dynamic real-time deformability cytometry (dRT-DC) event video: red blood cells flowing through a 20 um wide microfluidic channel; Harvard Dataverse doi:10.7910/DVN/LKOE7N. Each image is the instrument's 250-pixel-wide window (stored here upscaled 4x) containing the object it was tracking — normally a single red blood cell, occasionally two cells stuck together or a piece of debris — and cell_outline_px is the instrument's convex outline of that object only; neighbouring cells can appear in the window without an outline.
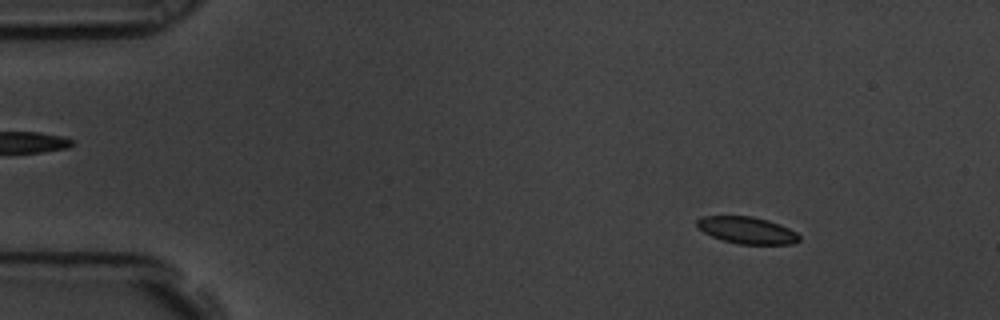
{"species": "common noctule bat (a hibernating species)", "species_latin": "Nyctalus noctula", "temperature_condition": "room temperature", "stored_images_in_passage": 58, "camera_frame_rate_fps": 3000, "um_per_image_px": 0.085, "animal": {"sex": "male", "body_mass_g": 19.5, "forearm_length_mm": 54.6}, "frame": {"image": 1, "passage_image": 7, "time_ms": 2.0, "image_size_px": [1000, 320], "cell_outline_px": [[800, 240], [792, 244], [740, 244], [724, 240], [712, 236], [696, 228], [696, 220], [704, 216], [752, 216], [768, 220], [788, 228], [796, 232], [800, 236]], "centroid_in_image_um": [63.48, 19.57], "position_along_channel_um": 21.5, "area_um2": 15.95}}
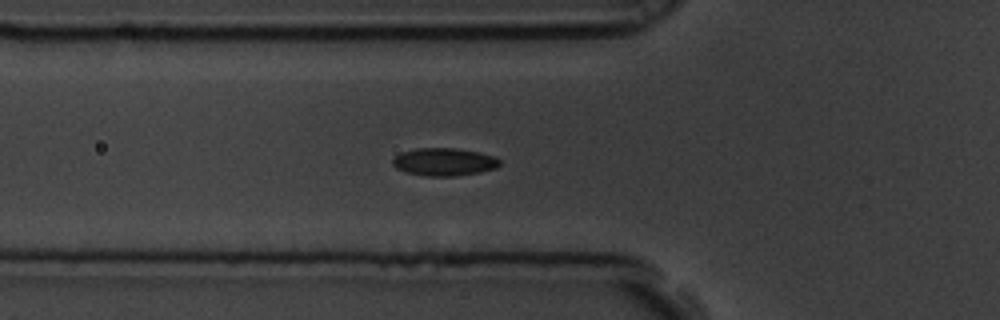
{"frame": {"image": 2, "passage_image": 20, "time_ms": 6.333, "image_size_px": [1000, 320], "cell_outline_px": [[500, 164], [496, 168], [480, 172], [456, 176], [424, 176], [408, 172], [396, 168], [392, 164], [392, 160], [400, 152], [416, 148], [456, 148], [496, 156], [500, 160]], "centroid_in_image_um": [37.75, 13.76], "position_along_channel_um": 88.0, "area_um2": 17.34}}
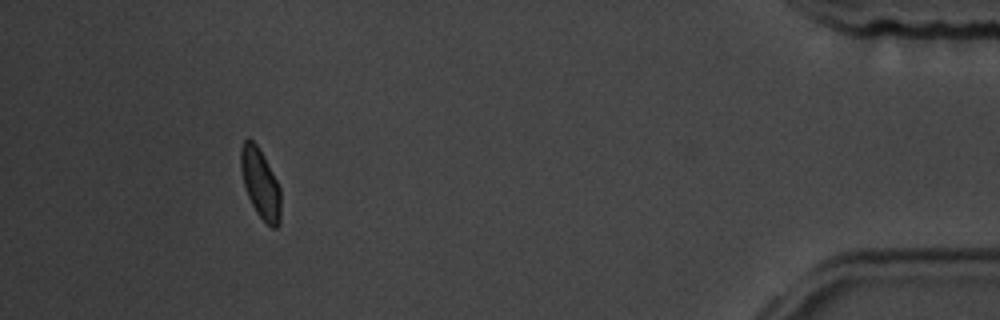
{"frame": {"image": 3, "passage_image": 53, "time_ms": 17.333, "image_size_px": [1000, 320], "cell_outline_px": [[280, 224], [276, 228], [272, 228], [256, 212], [248, 196], [244, 184], [240, 168], [240, 148], [244, 140], [248, 136], [256, 144], [264, 156], [280, 188]], "centroid_in_image_um": [22.12, 15.57], "position_along_channel_um": 413.1, "area_um2": 16.13}, "authors_computed_cell_mechanics": {"area_um2": 16.762, "velocity_mm_per_s": 3.5248, "shape_relaxation_time_tau1_ms": 4.1283, "shape_relaxation_time_tau2_ms": 2.7126, "deformation_change_tau1": 0.0868, "deformation_change_tau2": 0.07}}